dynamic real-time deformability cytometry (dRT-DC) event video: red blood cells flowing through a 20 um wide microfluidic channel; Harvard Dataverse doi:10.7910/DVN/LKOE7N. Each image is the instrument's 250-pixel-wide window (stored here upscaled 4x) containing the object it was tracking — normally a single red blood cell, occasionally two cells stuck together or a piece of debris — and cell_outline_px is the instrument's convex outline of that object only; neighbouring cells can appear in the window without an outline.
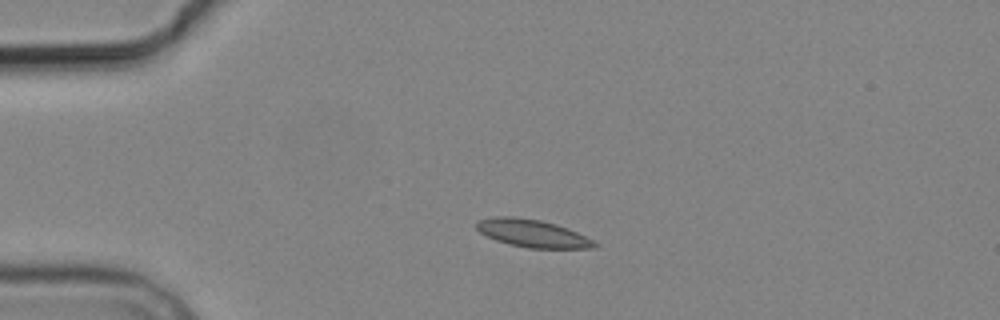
{"species": "common noctule bat (a hibernating species)", "species_latin": "Nyctalus noctula", "temperature_condition": "cold", "stored_images_in_passage": 4, "camera_frame_rate_fps": 3000, "um_per_image_px": 0.085, "animal": {"sex": "male", "body_mass_g": 19.2, "forearm_length_mm": 51.8}, "frame": {"image": 1, "passage_image": 3, "time_ms": 2.667, "image_size_px": [1000, 320], "cell_outline_px": [[600, 244], [596, 248], [528, 248], [508, 244], [496, 240], [480, 232], [476, 228], [476, 220], [496, 216], [512, 216], [540, 220], [556, 224], [568, 228]], "centroid_in_image_um": [45.25, 19.83], "position_along_channel_um": 39.8, "area_um2": 19.02}}